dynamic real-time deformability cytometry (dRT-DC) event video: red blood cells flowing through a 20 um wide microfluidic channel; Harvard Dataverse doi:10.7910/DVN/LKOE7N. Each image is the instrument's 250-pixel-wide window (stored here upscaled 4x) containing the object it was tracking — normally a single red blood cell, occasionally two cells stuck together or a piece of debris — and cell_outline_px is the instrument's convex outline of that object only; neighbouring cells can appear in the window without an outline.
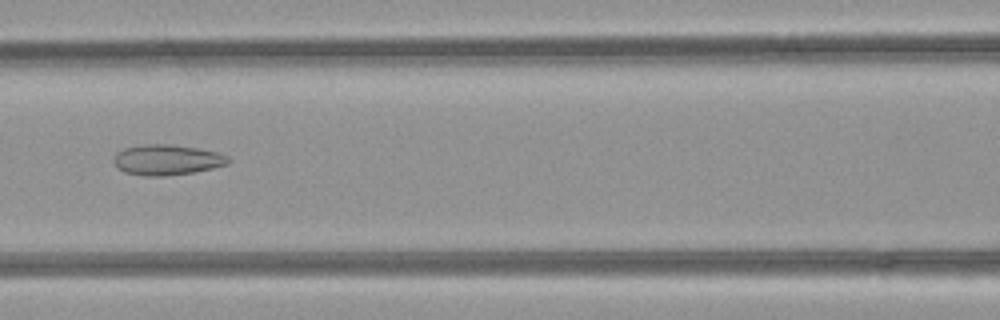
{"species": "common noctule bat (a hibernating species)", "species_latin": "Nyctalus noctula", "temperature_condition": "room temperature", "stored_images_in_passage": 50, "camera_frame_rate_fps": 3000, "um_per_image_px": 0.085, "animal": {"sex": "female", "body_mass_g": 21.9}, "frame": {"image": 1, "passage_image": 22, "time_ms": 7.0, "image_size_px": [1000, 320], "cell_outline_px": [[232, 160], [228, 164], [212, 168], [192, 172], [164, 176], [144, 176], [124, 172], [116, 168], [112, 160], [112, 156], [116, 152], [124, 148], [144, 144], [168, 144], [196, 148], [216, 152], [228, 156]], "centroid_in_image_um": [14.13, 13.59], "position_along_channel_um": 152.5, "area_um2": 20.46}}
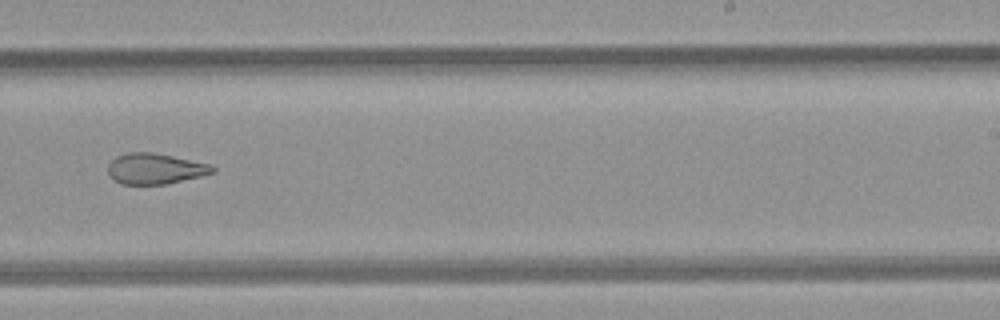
{"frame": {"image": 2, "passage_image": 31, "time_ms": 10.0, "image_size_px": [1000, 320], "cell_outline_px": [[216, 172], [200, 176], [164, 184], [120, 184], [108, 172], [108, 164], [116, 156], [128, 152], [152, 152], [172, 156], [208, 164], [216, 168]], "centroid_in_image_um": [13.17, 14.33], "position_along_channel_um": 275.8, "area_um2": 18.44}}
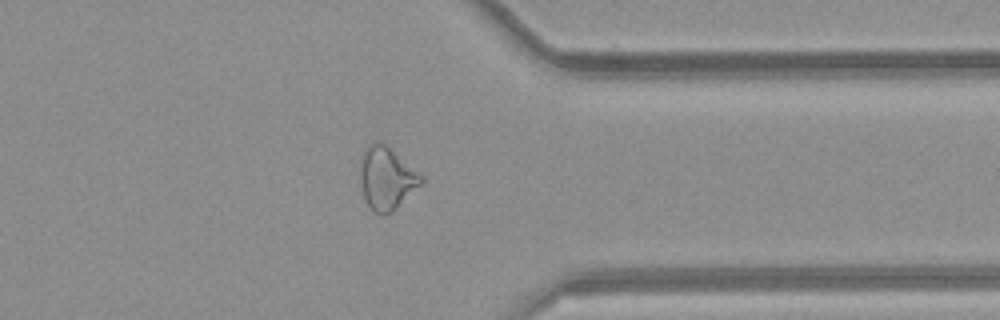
{"frame": {"image": 3, "passage_image": 39, "time_ms": 12.667, "image_size_px": [1000, 320], "cell_outline_px": [[424, 180], [392, 212], [384, 216], [372, 212], [364, 196], [360, 180], [360, 156], [364, 148], [368, 144], [376, 140], [380, 140], [424, 176]], "centroid_in_image_um": [32.82, 15.13], "position_along_channel_um": 378.6, "area_um2": 22.37}, "authors_computed_cell_mechanics": {"area_um2": 23.8136, "velocity_mm_per_s": 4.1285, "shape_relaxation_time_tau1_ms": null, "shape_relaxation_time_tau2_ms": 2.5392, "deformation_change_tau1": null, "deformation_change_tau2": 0.1018}}